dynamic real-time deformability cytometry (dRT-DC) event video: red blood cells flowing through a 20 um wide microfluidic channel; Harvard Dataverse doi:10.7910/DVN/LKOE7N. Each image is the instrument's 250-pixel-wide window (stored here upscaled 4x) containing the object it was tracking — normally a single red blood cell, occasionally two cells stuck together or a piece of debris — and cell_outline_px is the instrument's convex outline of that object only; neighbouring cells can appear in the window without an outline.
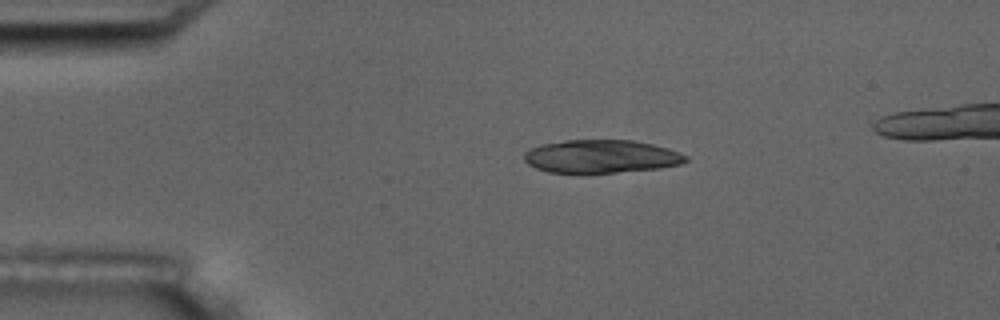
{"species": "common noctule bat (a hibernating species)", "species_latin": "Nyctalus noctula", "temperature_condition": "room temperature", "stored_images_in_passage": 3, "camera_frame_rate_fps": 3000, "um_per_image_px": 0.085, "animal": {"sex": "male", "body_mass_g": 17.5, "forearm_length_mm": 52.3}, "frame": {"image": 1, "passage_image": 1, "time_ms": 0.0, "image_size_px": [1000, 320], "cell_outline_px": [[688, 160], [680, 164], [660, 168], [580, 176], [548, 172], [536, 168], [528, 164], [524, 160], [524, 152], [540, 144], [564, 140], [632, 140], [652, 144], [668, 148], [680, 152], [688, 156]], "centroid_in_image_um": [51.06, 13.33], "position_along_channel_um": 33.9, "area_um2": 32.19}}